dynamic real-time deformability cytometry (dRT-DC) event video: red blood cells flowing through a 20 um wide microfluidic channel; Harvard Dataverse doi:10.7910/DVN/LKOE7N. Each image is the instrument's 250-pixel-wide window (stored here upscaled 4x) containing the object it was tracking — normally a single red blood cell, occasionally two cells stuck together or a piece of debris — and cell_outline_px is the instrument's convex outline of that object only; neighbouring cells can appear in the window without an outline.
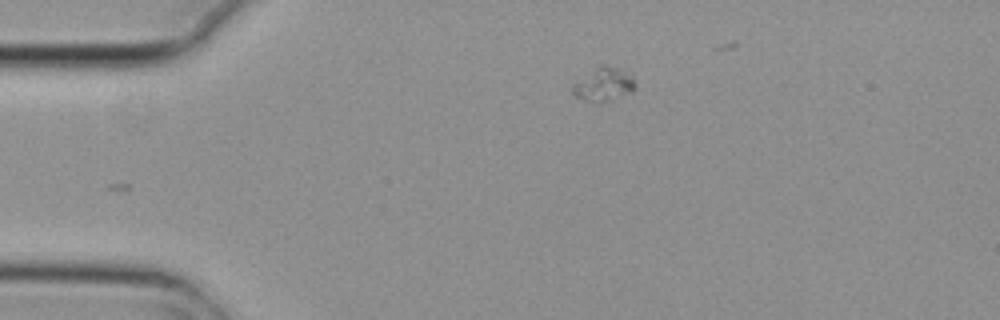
{"species": "common noctule bat (a hibernating species)", "species_latin": "Nyctalus noctula", "temperature_condition": "cold", "stored_images_in_passage": 3, "camera_frame_rate_fps": 3000, "um_per_image_px": 0.085, "animal": {"sex": "female", "body_mass_g": 29.2, "forearm_length_mm": 56.3}, "frame": {"image": 1, "passage_image": 3, "time_ms": 0.667, "image_size_px": [1000, 320], "cell_outline_px": [[636, 88], [632, 92], [600, 104], [572, 96], [572, 84], [600, 64], [604, 64], [624, 68], [632, 76], [636, 84]], "centroid_in_image_um": [51.33, 7.16], "position_along_channel_um": 33.7, "area_um2": 12.66}}